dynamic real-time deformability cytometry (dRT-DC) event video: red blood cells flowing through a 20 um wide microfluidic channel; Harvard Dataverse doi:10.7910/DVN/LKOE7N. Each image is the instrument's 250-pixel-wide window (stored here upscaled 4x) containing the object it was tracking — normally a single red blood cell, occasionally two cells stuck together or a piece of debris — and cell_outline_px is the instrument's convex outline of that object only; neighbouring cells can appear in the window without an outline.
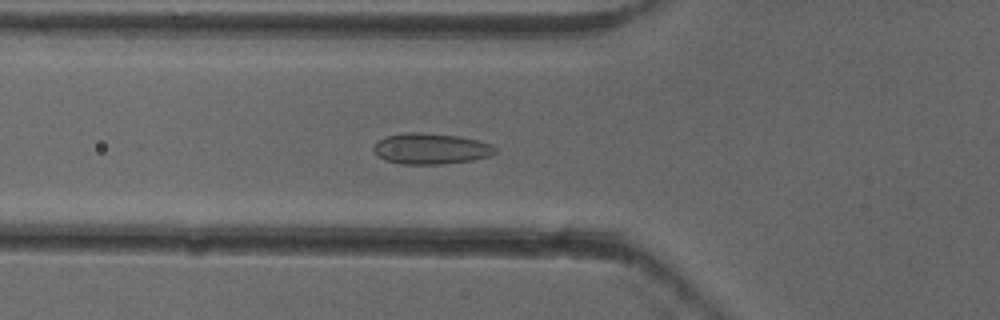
{"species": "common noctule bat (a hibernating species)", "species_latin": "Nyctalus noctula", "temperature_condition": "cold", "stored_images_in_passage": 52, "camera_frame_rate_fps": 3000, "um_per_image_px": 0.085, "animal": {"sex": "female"}, "frame": {"image": 1, "passage_image": 18, "time_ms": 5.667, "image_size_px": [1000, 320], "cell_outline_px": [[496, 152], [488, 156], [472, 160], [440, 164], [400, 164], [384, 160], [376, 156], [372, 148], [376, 140], [388, 136], [408, 132], [420, 132], [456, 136], [476, 140], [492, 144], [496, 148]], "centroid_in_image_um": [36.56, 12.64], "position_along_channel_um": 89.2, "area_um2": 21.91}}
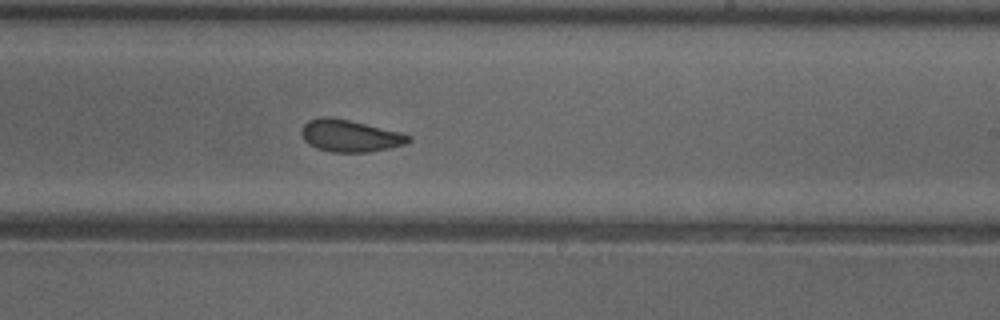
{"frame": {"image": 2, "passage_image": 31, "time_ms": 10.0, "image_size_px": [1000, 320], "cell_outline_px": [[412, 140], [404, 144], [388, 148], [368, 152], [332, 152], [316, 148], [308, 144], [304, 140], [300, 132], [304, 124], [308, 120], [320, 116], [332, 116], [400, 132], [412, 136]], "centroid_in_image_um": [29.71, 11.53], "position_along_channel_um": 259.3, "area_um2": 20.06}}
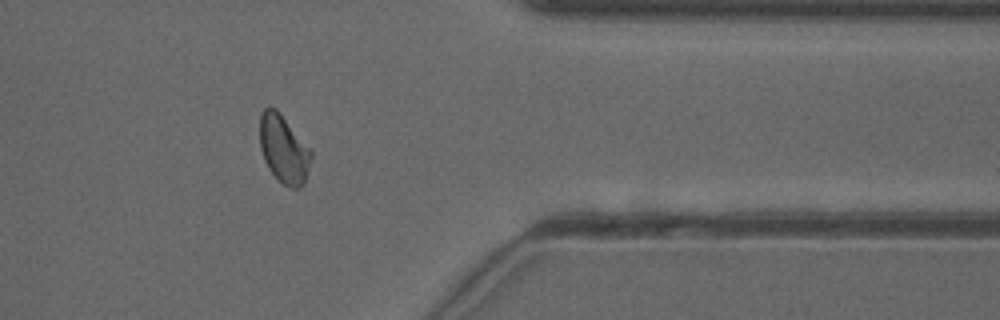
{"frame": {"image": 3, "passage_image": 42, "time_ms": 13.667, "image_size_px": [1000, 320], "cell_outline_px": [[312, 156], [304, 180], [300, 188], [292, 188], [284, 184], [268, 168], [264, 160], [260, 148], [260, 116], [264, 108], [276, 108], [312, 152]], "centroid_in_image_um": [24.09, 12.66], "position_along_channel_um": 387.3, "area_um2": 19.77}, "authors_computed_cell_mechanics": {"area_um2": 20.2011, "velocity_mm_per_s": 3.9127, "shape_relaxation_time_tau1_ms": null, "shape_relaxation_time_tau2_ms": 1.2983, "deformation_change_tau1": null, "deformation_change_tau2": 0.0674}}